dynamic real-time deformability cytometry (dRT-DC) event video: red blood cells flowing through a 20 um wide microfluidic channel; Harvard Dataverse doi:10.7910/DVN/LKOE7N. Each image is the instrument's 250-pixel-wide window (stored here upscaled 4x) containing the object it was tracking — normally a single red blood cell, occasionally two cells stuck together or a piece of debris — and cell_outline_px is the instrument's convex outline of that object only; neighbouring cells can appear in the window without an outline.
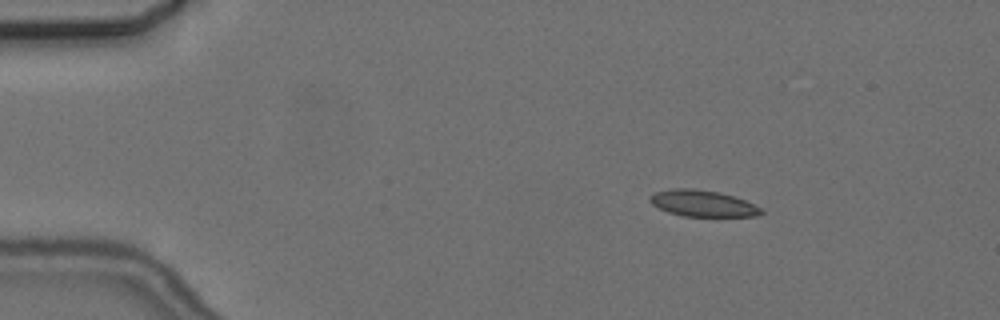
{"species": "common noctule bat (a hibernating species)", "species_latin": "Nyctalus noctula", "temperature_condition": "cold", "stored_images_in_passage": 5, "camera_frame_rate_fps": 3000, "um_per_image_px": 0.085, "animal": {"sex": "female", "body_mass_g": 24.6, "forearm_length_mm": 56.2}, "frame": {"image": 1, "passage_image": 3, "time_ms": 2.333, "image_size_px": [1000, 320], "cell_outline_px": [[764, 212], [756, 216], [684, 216], [668, 212], [652, 204], [648, 200], [648, 196], [656, 192], [672, 188], [692, 188], [720, 192], [744, 200], [760, 208]], "centroid_in_image_um": [59.68, 17.28], "position_along_channel_um": 25.3, "area_um2": 16.94}}